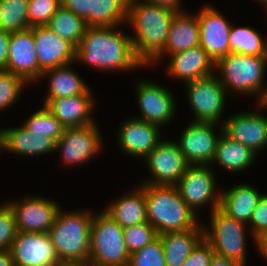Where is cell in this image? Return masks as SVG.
<instances>
[{"label":"cell","instance_id":"39","mask_svg":"<svg viewBox=\"0 0 267 266\" xmlns=\"http://www.w3.org/2000/svg\"><path fill=\"white\" fill-rule=\"evenodd\" d=\"M15 216L7 203L0 206V251H10L17 234Z\"/></svg>","mask_w":267,"mask_h":266},{"label":"cell","instance_id":"46","mask_svg":"<svg viewBox=\"0 0 267 266\" xmlns=\"http://www.w3.org/2000/svg\"><path fill=\"white\" fill-rule=\"evenodd\" d=\"M254 241L260 253L265 256L264 258H267V230L257 235Z\"/></svg>","mask_w":267,"mask_h":266},{"label":"cell","instance_id":"3","mask_svg":"<svg viewBox=\"0 0 267 266\" xmlns=\"http://www.w3.org/2000/svg\"><path fill=\"white\" fill-rule=\"evenodd\" d=\"M147 221L158 235L185 231L199 226L193 211L181 198L175 186L143 184Z\"/></svg>","mask_w":267,"mask_h":266},{"label":"cell","instance_id":"50","mask_svg":"<svg viewBox=\"0 0 267 266\" xmlns=\"http://www.w3.org/2000/svg\"><path fill=\"white\" fill-rule=\"evenodd\" d=\"M260 3L262 2V4L266 7V9H267V0H258Z\"/></svg>","mask_w":267,"mask_h":266},{"label":"cell","instance_id":"47","mask_svg":"<svg viewBox=\"0 0 267 266\" xmlns=\"http://www.w3.org/2000/svg\"><path fill=\"white\" fill-rule=\"evenodd\" d=\"M0 266H14L10 251H0Z\"/></svg>","mask_w":267,"mask_h":266},{"label":"cell","instance_id":"41","mask_svg":"<svg viewBox=\"0 0 267 266\" xmlns=\"http://www.w3.org/2000/svg\"><path fill=\"white\" fill-rule=\"evenodd\" d=\"M252 227V235L255 238L267 230V195H262L258 205L251 215L249 221Z\"/></svg>","mask_w":267,"mask_h":266},{"label":"cell","instance_id":"18","mask_svg":"<svg viewBox=\"0 0 267 266\" xmlns=\"http://www.w3.org/2000/svg\"><path fill=\"white\" fill-rule=\"evenodd\" d=\"M223 133L255 154L267 145V117L258 112L234 114L222 122Z\"/></svg>","mask_w":267,"mask_h":266},{"label":"cell","instance_id":"27","mask_svg":"<svg viewBox=\"0 0 267 266\" xmlns=\"http://www.w3.org/2000/svg\"><path fill=\"white\" fill-rule=\"evenodd\" d=\"M140 187V188H139ZM130 194L112 201L104 212L122 228L147 222L146 201L143 184Z\"/></svg>","mask_w":267,"mask_h":266},{"label":"cell","instance_id":"6","mask_svg":"<svg viewBox=\"0 0 267 266\" xmlns=\"http://www.w3.org/2000/svg\"><path fill=\"white\" fill-rule=\"evenodd\" d=\"M130 252L124 239V228L105 212L93 216L90 257L95 266H128Z\"/></svg>","mask_w":267,"mask_h":266},{"label":"cell","instance_id":"19","mask_svg":"<svg viewBox=\"0 0 267 266\" xmlns=\"http://www.w3.org/2000/svg\"><path fill=\"white\" fill-rule=\"evenodd\" d=\"M33 37L38 66L42 72L75 61L76 48L46 25L34 26Z\"/></svg>","mask_w":267,"mask_h":266},{"label":"cell","instance_id":"9","mask_svg":"<svg viewBox=\"0 0 267 266\" xmlns=\"http://www.w3.org/2000/svg\"><path fill=\"white\" fill-rule=\"evenodd\" d=\"M214 172L208 165H189L175 187L184 202L195 212L211 202V212L219 208L221 192H215Z\"/></svg>","mask_w":267,"mask_h":266},{"label":"cell","instance_id":"10","mask_svg":"<svg viewBox=\"0 0 267 266\" xmlns=\"http://www.w3.org/2000/svg\"><path fill=\"white\" fill-rule=\"evenodd\" d=\"M152 176L142 184L175 186L190 165L174 141L162 140L144 159Z\"/></svg>","mask_w":267,"mask_h":266},{"label":"cell","instance_id":"44","mask_svg":"<svg viewBox=\"0 0 267 266\" xmlns=\"http://www.w3.org/2000/svg\"><path fill=\"white\" fill-rule=\"evenodd\" d=\"M150 4H155L160 7L168 8L174 12H181L183 9H180V0H144Z\"/></svg>","mask_w":267,"mask_h":266},{"label":"cell","instance_id":"2","mask_svg":"<svg viewBox=\"0 0 267 266\" xmlns=\"http://www.w3.org/2000/svg\"><path fill=\"white\" fill-rule=\"evenodd\" d=\"M175 13L145 1H128L126 22L135 31L131 37L134 51L144 66H150L164 51Z\"/></svg>","mask_w":267,"mask_h":266},{"label":"cell","instance_id":"29","mask_svg":"<svg viewBox=\"0 0 267 266\" xmlns=\"http://www.w3.org/2000/svg\"><path fill=\"white\" fill-rule=\"evenodd\" d=\"M256 156L250 148L227 137L223 133V126H221V137L217 142L213 162L215 161L221 167L223 166L226 170L235 173L249 168Z\"/></svg>","mask_w":267,"mask_h":266},{"label":"cell","instance_id":"20","mask_svg":"<svg viewBox=\"0 0 267 266\" xmlns=\"http://www.w3.org/2000/svg\"><path fill=\"white\" fill-rule=\"evenodd\" d=\"M159 127L142 119H127L119 129L118 145L125 154L145 159L162 141Z\"/></svg>","mask_w":267,"mask_h":266},{"label":"cell","instance_id":"42","mask_svg":"<svg viewBox=\"0 0 267 266\" xmlns=\"http://www.w3.org/2000/svg\"><path fill=\"white\" fill-rule=\"evenodd\" d=\"M60 6L83 18L90 26L91 0H60Z\"/></svg>","mask_w":267,"mask_h":266},{"label":"cell","instance_id":"22","mask_svg":"<svg viewBox=\"0 0 267 266\" xmlns=\"http://www.w3.org/2000/svg\"><path fill=\"white\" fill-rule=\"evenodd\" d=\"M170 58L167 71L172 78L182 79L185 83L212 75L213 68L216 69L215 62L200 45L170 54Z\"/></svg>","mask_w":267,"mask_h":266},{"label":"cell","instance_id":"26","mask_svg":"<svg viewBox=\"0 0 267 266\" xmlns=\"http://www.w3.org/2000/svg\"><path fill=\"white\" fill-rule=\"evenodd\" d=\"M159 234L166 266H182L197 244L204 238V227Z\"/></svg>","mask_w":267,"mask_h":266},{"label":"cell","instance_id":"32","mask_svg":"<svg viewBox=\"0 0 267 266\" xmlns=\"http://www.w3.org/2000/svg\"><path fill=\"white\" fill-rule=\"evenodd\" d=\"M229 42L230 53L267 56V42L263 41L261 35L250 27L231 26Z\"/></svg>","mask_w":267,"mask_h":266},{"label":"cell","instance_id":"17","mask_svg":"<svg viewBox=\"0 0 267 266\" xmlns=\"http://www.w3.org/2000/svg\"><path fill=\"white\" fill-rule=\"evenodd\" d=\"M137 98L142 119L158 126L166 125L175 114V99L167 88L155 82L138 81Z\"/></svg>","mask_w":267,"mask_h":266},{"label":"cell","instance_id":"33","mask_svg":"<svg viewBox=\"0 0 267 266\" xmlns=\"http://www.w3.org/2000/svg\"><path fill=\"white\" fill-rule=\"evenodd\" d=\"M28 8L29 0H0V30L16 32L31 28Z\"/></svg>","mask_w":267,"mask_h":266},{"label":"cell","instance_id":"43","mask_svg":"<svg viewBox=\"0 0 267 266\" xmlns=\"http://www.w3.org/2000/svg\"><path fill=\"white\" fill-rule=\"evenodd\" d=\"M11 32L0 30V70L6 69Z\"/></svg>","mask_w":267,"mask_h":266},{"label":"cell","instance_id":"48","mask_svg":"<svg viewBox=\"0 0 267 266\" xmlns=\"http://www.w3.org/2000/svg\"><path fill=\"white\" fill-rule=\"evenodd\" d=\"M58 266H95L91 261L60 262Z\"/></svg>","mask_w":267,"mask_h":266},{"label":"cell","instance_id":"40","mask_svg":"<svg viewBox=\"0 0 267 266\" xmlns=\"http://www.w3.org/2000/svg\"><path fill=\"white\" fill-rule=\"evenodd\" d=\"M214 253L212 246L203 238L182 266H210Z\"/></svg>","mask_w":267,"mask_h":266},{"label":"cell","instance_id":"11","mask_svg":"<svg viewBox=\"0 0 267 266\" xmlns=\"http://www.w3.org/2000/svg\"><path fill=\"white\" fill-rule=\"evenodd\" d=\"M96 122L86 126L65 128L56 142L55 151L60 150L64 164L79 165L88 162L101 151L102 137Z\"/></svg>","mask_w":267,"mask_h":266},{"label":"cell","instance_id":"34","mask_svg":"<svg viewBox=\"0 0 267 266\" xmlns=\"http://www.w3.org/2000/svg\"><path fill=\"white\" fill-rule=\"evenodd\" d=\"M23 126L32 133L44 134L54 139L56 142L63 135L65 127L44 105L43 108L32 114Z\"/></svg>","mask_w":267,"mask_h":266},{"label":"cell","instance_id":"14","mask_svg":"<svg viewBox=\"0 0 267 266\" xmlns=\"http://www.w3.org/2000/svg\"><path fill=\"white\" fill-rule=\"evenodd\" d=\"M217 123L193 122L180 135L176 142L190 165L213 163L217 142L221 135H215Z\"/></svg>","mask_w":267,"mask_h":266},{"label":"cell","instance_id":"35","mask_svg":"<svg viewBox=\"0 0 267 266\" xmlns=\"http://www.w3.org/2000/svg\"><path fill=\"white\" fill-rule=\"evenodd\" d=\"M128 266H166L161 238L131 253Z\"/></svg>","mask_w":267,"mask_h":266},{"label":"cell","instance_id":"36","mask_svg":"<svg viewBox=\"0 0 267 266\" xmlns=\"http://www.w3.org/2000/svg\"><path fill=\"white\" fill-rule=\"evenodd\" d=\"M157 237L156 229L148 221L124 228V239L130 254L142 249Z\"/></svg>","mask_w":267,"mask_h":266},{"label":"cell","instance_id":"24","mask_svg":"<svg viewBox=\"0 0 267 266\" xmlns=\"http://www.w3.org/2000/svg\"><path fill=\"white\" fill-rule=\"evenodd\" d=\"M200 29L197 15L189 13L176 12L172 21L168 34V39L164 51L158 56L152 64L166 55L185 51L187 49L199 46Z\"/></svg>","mask_w":267,"mask_h":266},{"label":"cell","instance_id":"16","mask_svg":"<svg viewBox=\"0 0 267 266\" xmlns=\"http://www.w3.org/2000/svg\"><path fill=\"white\" fill-rule=\"evenodd\" d=\"M200 29L199 45L216 63L230 53L231 24L211 6H205L197 14Z\"/></svg>","mask_w":267,"mask_h":266},{"label":"cell","instance_id":"21","mask_svg":"<svg viewBox=\"0 0 267 266\" xmlns=\"http://www.w3.org/2000/svg\"><path fill=\"white\" fill-rule=\"evenodd\" d=\"M56 141L44 134L32 133L23 125L1 129L0 149L23 156L42 155L55 151Z\"/></svg>","mask_w":267,"mask_h":266},{"label":"cell","instance_id":"31","mask_svg":"<svg viewBox=\"0 0 267 266\" xmlns=\"http://www.w3.org/2000/svg\"><path fill=\"white\" fill-rule=\"evenodd\" d=\"M129 0H91L90 26L111 27L127 21Z\"/></svg>","mask_w":267,"mask_h":266},{"label":"cell","instance_id":"8","mask_svg":"<svg viewBox=\"0 0 267 266\" xmlns=\"http://www.w3.org/2000/svg\"><path fill=\"white\" fill-rule=\"evenodd\" d=\"M186 84L187 97L195 114L193 122L219 123L225 105L226 89L214 74Z\"/></svg>","mask_w":267,"mask_h":266},{"label":"cell","instance_id":"7","mask_svg":"<svg viewBox=\"0 0 267 266\" xmlns=\"http://www.w3.org/2000/svg\"><path fill=\"white\" fill-rule=\"evenodd\" d=\"M210 229H203L204 239L215 254L246 264V224L227 216L219 208L210 213ZM211 230V232H210Z\"/></svg>","mask_w":267,"mask_h":266},{"label":"cell","instance_id":"49","mask_svg":"<svg viewBox=\"0 0 267 266\" xmlns=\"http://www.w3.org/2000/svg\"><path fill=\"white\" fill-rule=\"evenodd\" d=\"M260 107H267V83L261 99L258 101Z\"/></svg>","mask_w":267,"mask_h":266},{"label":"cell","instance_id":"4","mask_svg":"<svg viewBox=\"0 0 267 266\" xmlns=\"http://www.w3.org/2000/svg\"><path fill=\"white\" fill-rule=\"evenodd\" d=\"M92 214L59 211L48 233L60 262L89 260Z\"/></svg>","mask_w":267,"mask_h":266},{"label":"cell","instance_id":"37","mask_svg":"<svg viewBox=\"0 0 267 266\" xmlns=\"http://www.w3.org/2000/svg\"><path fill=\"white\" fill-rule=\"evenodd\" d=\"M27 84L21 76L0 70V110L13 105Z\"/></svg>","mask_w":267,"mask_h":266},{"label":"cell","instance_id":"38","mask_svg":"<svg viewBox=\"0 0 267 266\" xmlns=\"http://www.w3.org/2000/svg\"><path fill=\"white\" fill-rule=\"evenodd\" d=\"M59 7L60 0H29V26L47 25Z\"/></svg>","mask_w":267,"mask_h":266},{"label":"cell","instance_id":"15","mask_svg":"<svg viewBox=\"0 0 267 266\" xmlns=\"http://www.w3.org/2000/svg\"><path fill=\"white\" fill-rule=\"evenodd\" d=\"M5 71L21 76L27 83L41 79L43 72L38 66L33 27L11 32Z\"/></svg>","mask_w":267,"mask_h":266},{"label":"cell","instance_id":"30","mask_svg":"<svg viewBox=\"0 0 267 266\" xmlns=\"http://www.w3.org/2000/svg\"><path fill=\"white\" fill-rule=\"evenodd\" d=\"M46 26L62 39L71 43L75 48L81 43L87 28L83 18L61 6Z\"/></svg>","mask_w":267,"mask_h":266},{"label":"cell","instance_id":"12","mask_svg":"<svg viewBox=\"0 0 267 266\" xmlns=\"http://www.w3.org/2000/svg\"><path fill=\"white\" fill-rule=\"evenodd\" d=\"M14 266H58L49 233L18 231L10 248Z\"/></svg>","mask_w":267,"mask_h":266},{"label":"cell","instance_id":"25","mask_svg":"<svg viewBox=\"0 0 267 266\" xmlns=\"http://www.w3.org/2000/svg\"><path fill=\"white\" fill-rule=\"evenodd\" d=\"M262 194L253 186L243 183L221 192L219 209L227 216L249 225L251 215Z\"/></svg>","mask_w":267,"mask_h":266},{"label":"cell","instance_id":"28","mask_svg":"<svg viewBox=\"0 0 267 266\" xmlns=\"http://www.w3.org/2000/svg\"><path fill=\"white\" fill-rule=\"evenodd\" d=\"M70 67L71 65L67 64L45 70L42 73L41 78H45L46 75L50 78L48 94H46L43 105L52 99L82 95L89 90L84 80Z\"/></svg>","mask_w":267,"mask_h":266},{"label":"cell","instance_id":"13","mask_svg":"<svg viewBox=\"0 0 267 266\" xmlns=\"http://www.w3.org/2000/svg\"><path fill=\"white\" fill-rule=\"evenodd\" d=\"M12 209L17 231L48 233L60 211L59 204L37 196H27L22 202H7Z\"/></svg>","mask_w":267,"mask_h":266},{"label":"cell","instance_id":"1","mask_svg":"<svg viewBox=\"0 0 267 266\" xmlns=\"http://www.w3.org/2000/svg\"><path fill=\"white\" fill-rule=\"evenodd\" d=\"M115 27L87 26L76 48L75 61L113 72L144 66L136 56L131 36L117 32Z\"/></svg>","mask_w":267,"mask_h":266},{"label":"cell","instance_id":"5","mask_svg":"<svg viewBox=\"0 0 267 266\" xmlns=\"http://www.w3.org/2000/svg\"><path fill=\"white\" fill-rule=\"evenodd\" d=\"M267 66V56H250L229 53L221 57L215 68L221 72L219 80L226 90L232 89L241 94H259L261 99L266 85L264 75Z\"/></svg>","mask_w":267,"mask_h":266},{"label":"cell","instance_id":"45","mask_svg":"<svg viewBox=\"0 0 267 266\" xmlns=\"http://www.w3.org/2000/svg\"><path fill=\"white\" fill-rule=\"evenodd\" d=\"M210 266H244V265L238 261L214 253L210 261Z\"/></svg>","mask_w":267,"mask_h":266},{"label":"cell","instance_id":"23","mask_svg":"<svg viewBox=\"0 0 267 266\" xmlns=\"http://www.w3.org/2000/svg\"><path fill=\"white\" fill-rule=\"evenodd\" d=\"M91 93L89 89L82 95L52 99L45 106L65 128L86 126L94 123L91 114L94 99Z\"/></svg>","mask_w":267,"mask_h":266}]
</instances>
